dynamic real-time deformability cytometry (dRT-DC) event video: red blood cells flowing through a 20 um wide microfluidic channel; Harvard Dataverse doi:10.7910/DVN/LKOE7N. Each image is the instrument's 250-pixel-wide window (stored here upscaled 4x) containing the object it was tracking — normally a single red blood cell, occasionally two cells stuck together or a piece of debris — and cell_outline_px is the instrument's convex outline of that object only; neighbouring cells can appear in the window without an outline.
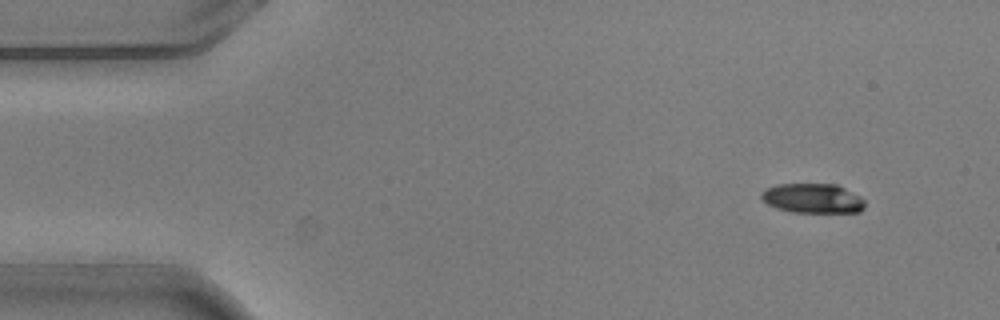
{"species": "common noctule bat (a hibernating species)", "species_latin": "Nyctalus noctula", "temperature_condition": "warm", "stored_images_in_passage": 6, "camera_frame_rate_fps": 3000, "um_per_image_px": 0.085, "animal": {"sex": "male", "body_mass_g": 20.5, "forearm_length_mm": 52.5}, "frame": {"image": 1, "passage_image": 1, "time_ms": 0.0, "image_size_px": [1000, 320], "cell_outline_px": [[864, 208], [860, 212], [792, 212], [776, 208], [768, 204], [760, 196], [760, 192], [776, 184], [836, 184], [860, 196], [864, 200]], "centroid_in_image_um": [69.07, 16.86], "position_along_channel_um": 15.9, "area_um2": 17.8}}
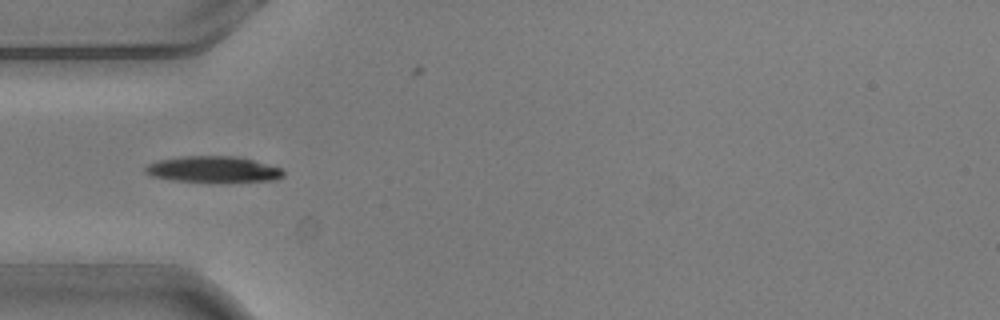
{"frame": {"image": 2, "passage_image": 4, "time_ms": 1.0, "image_size_px": [1000, 320], "cell_outline_px": [[284, 176], [276, 180], [208, 184], [172, 180], [152, 176], [144, 172], [144, 168], [148, 164], [156, 160], [180, 156], [236, 156], [252, 160], [280, 168], [284, 172]], "centroid_in_image_um": [18.09, 14.43], "position_along_channel_um": 66.9, "area_um2": 21.79}}
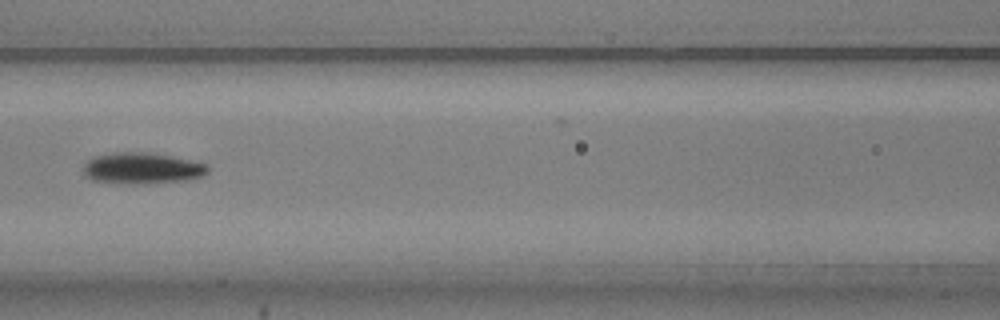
{"frame": {"image": 3, "passage_image": 6, "time_ms": 1.667, "image_size_px": [1000, 320], "cell_outline_px": [[208, 172], [200, 176], [188, 180], [140, 184], [128, 184], [92, 180], [84, 176], [84, 164], [88, 160], [96, 156], [120, 152], [148, 152], [172, 156], [208, 164]], "centroid_in_image_um": [12.08, 14.31], "position_along_channel_um": 154.5, "area_um2": 22.6}}